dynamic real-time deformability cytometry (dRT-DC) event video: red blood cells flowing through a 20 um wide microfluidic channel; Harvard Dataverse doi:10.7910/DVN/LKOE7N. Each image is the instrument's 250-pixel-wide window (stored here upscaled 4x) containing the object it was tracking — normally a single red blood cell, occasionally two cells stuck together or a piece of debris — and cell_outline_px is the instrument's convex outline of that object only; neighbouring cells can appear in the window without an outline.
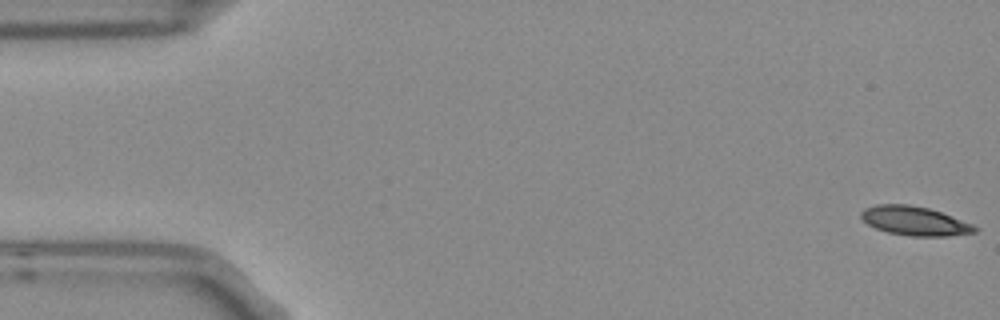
{"species": "Egyptian fruit bat (a non-hibernating species)", "species_latin": "Rousettus aegyptiacus", "temperature_condition": "room temperature", "stored_images_in_passage": 6, "camera_frame_rate_fps": 3000, "um_per_image_px": 0.085, "frame": {"image": 1, "passage_image": 1, "time_ms": 0.0, "image_size_px": [1000, 320], "cell_outline_px": [[980, 228], [976, 232], [948, 236], [912, 236], [888, 232], [876, 228], [868, 224], [860, 216], [860, 212], [864, 208], [876, 204], [908, 204], [928, 208], [940, 212], [972, 224]], "centroid_in_image_um": [77.73, 18.77], "position_along_channel_um": 7.3, "area_um2": 19.13}}
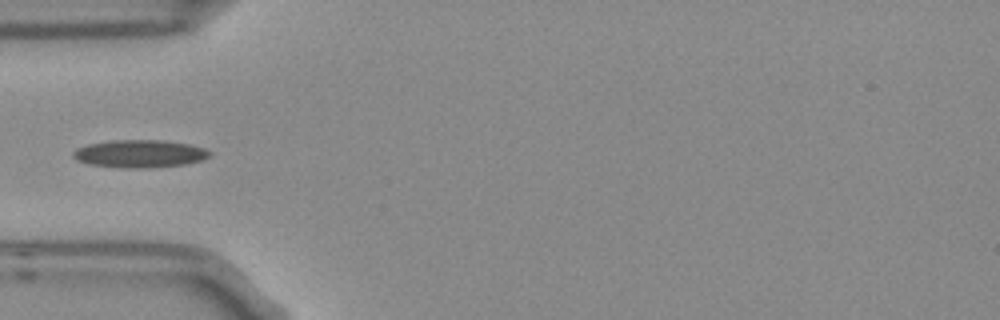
{"frame": {"image": 2, "passage_image": 5, "time_ms": 1.333, "image_size_px": [1000, 320], "cell_outline_px": [[212, 156], [204, 160], [184, 164], [152, 168], [128, 168], [88, 164], [76, 160], [72, 156], [72, 152], [76, 148], [88, 144], [112, 140], [164, 140], [192, 144], [204, 148], [212, 152]], "centroid_in_image_um": [11.91, 13.06], "position_along_channel_um": 73.1, "area_um2": 22.37}}
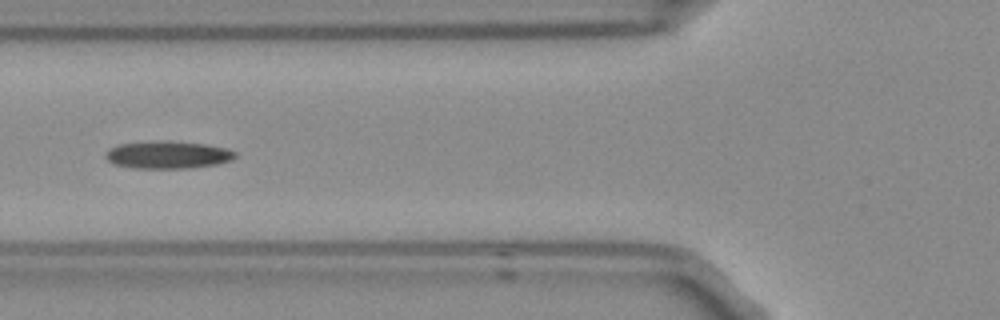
{"frame": {"image": 3, "passage_image": 6, "time_ms": 1.667, "image_size_px": [1000, 320], "cell_outline_px": [[236, 156], [232, 160], [216, 164], [188, 168], [132, 168], [112, 164], [104, 156], [104, 152], [108, 148], [120, 144], [204, 144], [224, 148], [236, 152]], "centroid_in_image_um": [14.23, 13.23], "position_along_channel_um": 111.6, "area_um2": 19.59}}